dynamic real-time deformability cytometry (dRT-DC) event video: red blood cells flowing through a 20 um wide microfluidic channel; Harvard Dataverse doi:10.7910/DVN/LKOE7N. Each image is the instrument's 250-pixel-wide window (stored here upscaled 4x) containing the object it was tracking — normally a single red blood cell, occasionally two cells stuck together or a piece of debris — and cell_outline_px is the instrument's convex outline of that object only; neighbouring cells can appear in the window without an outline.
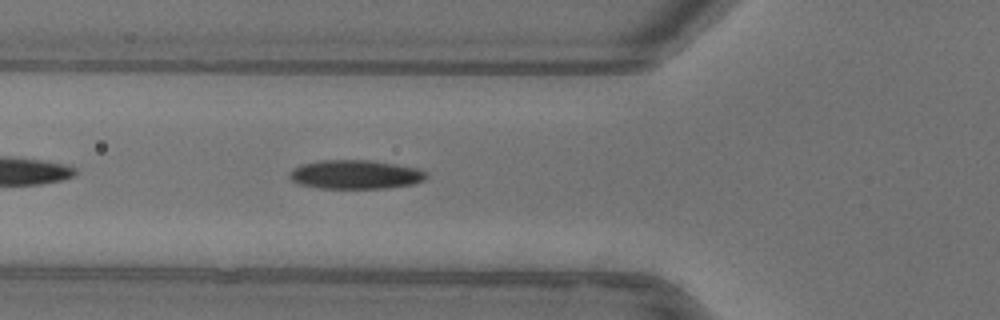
{"species": "common noctule bat (a hibernating species)", "species_latin": "Nyctalus noctula", "temperature_condition": "warm", "stored_images_in_passage": 30, "camera_frame_rate_fps": 3000, "um_per_image_px": 0.085, "animal": {"sex": "female"}, "frame": {"image": 1, "passage_image": 5, "time_ms": 1.333, "image_size_px": [1000, 320], "cell_outline_px": [[428, 176], [424, 180], [412, 184], [388, 188], [320, 188], [300, 184], [292, 180], [288, 176], [288, 172], [292, 168], [300, 164], [320, 160], [372, 160], [420, 168], [428, 172]], "centroid_in_image_um": [30.22, 14.82], "position_along_channel_um": 95.6, "area_um2": 23.35}}
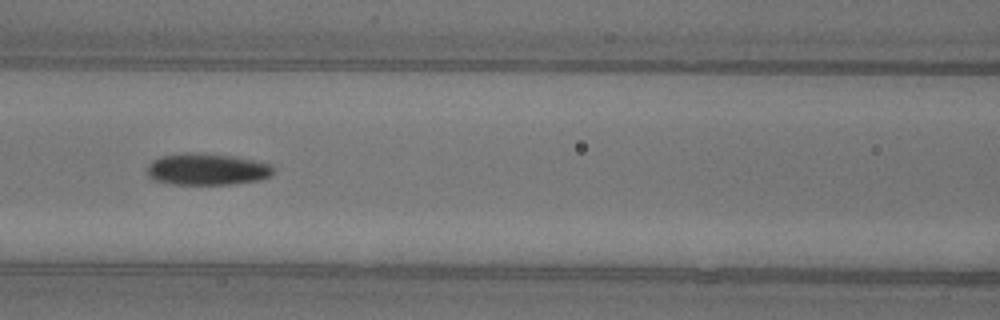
{"frame": {"image": 2, "passage_image": 9, "time_ms": 2.667, "image_size_px": [1000, 320], "cell_outline_px": [[272, 176], [260, 180], [228, 184], [172, 184], [152, 180], [148, 176], [144, 168], [152, 160], [160, 156], [184, 152], [192, 152], [236, 156], [272, 164]], "centroid_in_image_um": [17.54, 14.38], "position_along_channel_um": 149.1, "area_um2": 23.7}, "authors_computed_cell_mechanics": {"area_um2": 23.0044, "velocity_mm_per_s": 3.9501, "shape_relaxation_time_tau1_ms": 5.3088, "shape_relaxation_time_tau2_ms": 2.836, "deformation_change_tau1": 0.1766, "deformation_change_tau2": 0.0717}}